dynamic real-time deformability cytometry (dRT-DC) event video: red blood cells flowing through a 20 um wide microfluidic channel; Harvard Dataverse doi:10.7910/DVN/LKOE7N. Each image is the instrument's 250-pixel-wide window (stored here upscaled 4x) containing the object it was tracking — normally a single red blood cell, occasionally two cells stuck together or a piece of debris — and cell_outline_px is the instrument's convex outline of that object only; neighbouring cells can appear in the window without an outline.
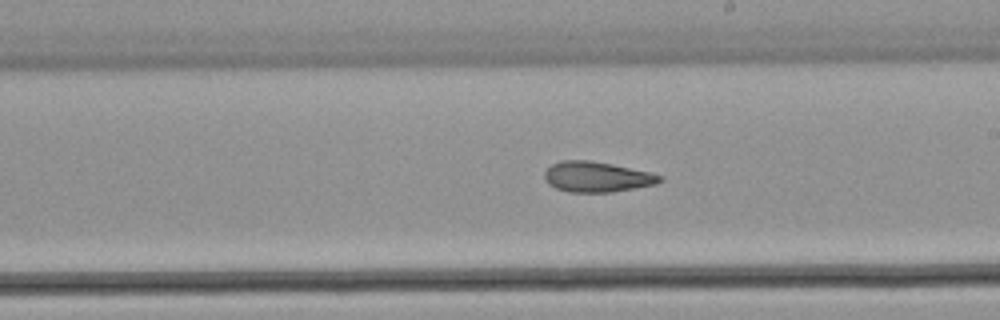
{"species": "common noctule bat (a hibernating species)", "species_latin": "Nyctalus noctula", "temperature_condition": "warm", "stored_images_in_passage": 27, "camera_frame_rate_fps": 3000, "um_per_image_px": 0.085, "animal": {"sex": "male", "body_mass_g": 21.5, "forearm_length_mm": 52.0}, "frame": {"image": 1, "passage_image": 16, "time_ms": 5.0, "image_size_px": [1000, 320], "cell_outline_px": [[664, 180], [656, 184], [636, 188], [612, 192], [568, 192], [556, 188], [548, 184], [544, 180], [544, 172], [552, 164], [560, 160], [592, 160], [612, 164], [648, 172], [664, 176]], "centroid_in_image_um": [50.72, 15.03], "position_along_channel_um": 238.3, "area_um2": 20.58}}
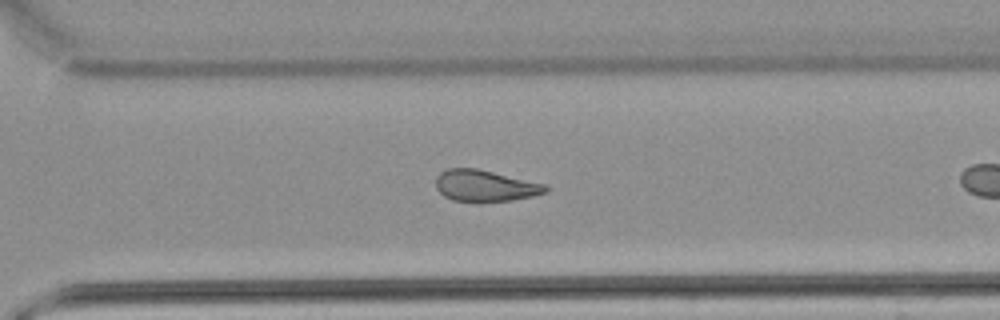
{"frame": {"image": 2, "passage_image": 23, "time_ms": 7.333, "image_size_px": [1000, 320], "cell_outline_px": [[548, 192], [532, 196], [512, 200], [480, 204], [476, 204], [452, 200], [444, 196], [436, 188], [436, 176], [440, 172], [448, 168], [476, 168], [548, 184]], "centroid_in_image_um": [41.24, 15.82], "position_along_channel_um": 329.4, "area_um2": 20.81}}